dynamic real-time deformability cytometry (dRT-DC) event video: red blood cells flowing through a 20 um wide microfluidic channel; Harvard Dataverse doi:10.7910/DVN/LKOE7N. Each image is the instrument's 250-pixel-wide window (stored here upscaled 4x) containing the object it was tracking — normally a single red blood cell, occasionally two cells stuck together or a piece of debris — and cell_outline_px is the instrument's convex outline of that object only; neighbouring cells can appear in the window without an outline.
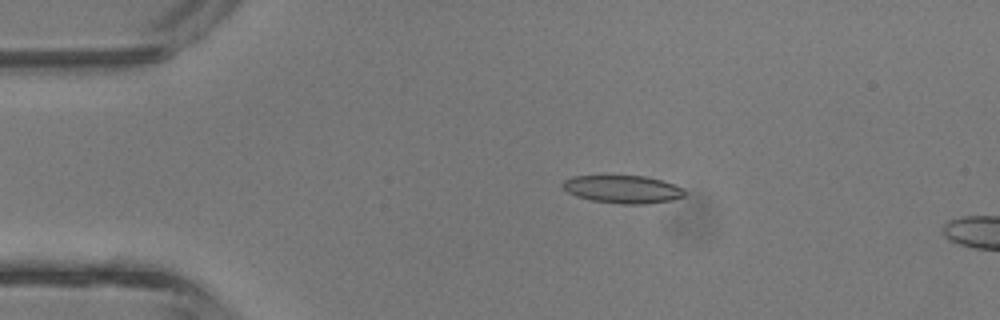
{"species": "common noctule bat (a hibernating species)", "species_latin": "Nyctalus noctula", "temperature_condition": "room temperature", "stored_images_in_passage": 13, "camera_frame_rate_fps": 3000, "um_per_image_px": 0.085, "animal": {"sex": "male", "body_mass_g": 13.3}, "frame": {"image": 1, "passage_image": 8, "time_ms": 2.333, "image_size_px": [1000, 320], "cell_outline_px": [[684, 196], [672, 200], [644, 204], [620, 204], [592, 200], [576, 196], [568, 192], [560, 184], [564, 180], [572, 176], [644, 176], [660, 180], [684, 188]], "centroid_in_image_um": [52.91, 16.09], "position_along_channel_um": 32.1, "area_um2": 19.65}}